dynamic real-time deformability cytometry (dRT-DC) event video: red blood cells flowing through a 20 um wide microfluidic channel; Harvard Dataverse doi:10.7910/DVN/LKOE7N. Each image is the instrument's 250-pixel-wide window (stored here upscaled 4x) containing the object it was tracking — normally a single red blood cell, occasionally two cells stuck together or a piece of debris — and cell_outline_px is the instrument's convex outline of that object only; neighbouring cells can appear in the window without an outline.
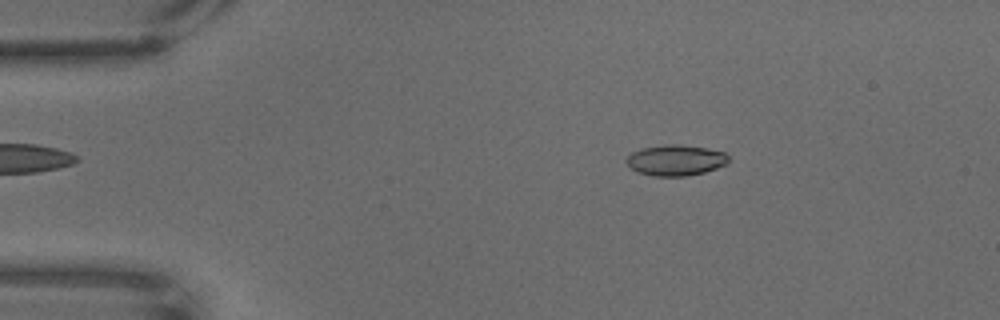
{"species": "common noctule bat (a hibernating species)", "species_latin": "Nyctalus noctula", "temperature_condition": "warm", "stored_images_in_passage": 11, "camera_frame_rate_fps": 3000, "um_per_image_px": 0.085, "animal": {"sex": "male", "body_mass_g": 18.8}, "frame": {"image": 1, "passage_image": 11, "time_ms": 3.333, "image_size_px": [1000, 320], "cell_outline_px": [[728, 164], [704, 172], [684, 176], [652, 176], [636, 172], [624, 160], [632, 152], [640, 148], [664, 144], [676, 144], [708, 148], [724, 152], [728, 156]], "centroid_in_image_um": [57.41, 13.61], "position_along_channel_um": 27.6, "area_um2": 18.44}}